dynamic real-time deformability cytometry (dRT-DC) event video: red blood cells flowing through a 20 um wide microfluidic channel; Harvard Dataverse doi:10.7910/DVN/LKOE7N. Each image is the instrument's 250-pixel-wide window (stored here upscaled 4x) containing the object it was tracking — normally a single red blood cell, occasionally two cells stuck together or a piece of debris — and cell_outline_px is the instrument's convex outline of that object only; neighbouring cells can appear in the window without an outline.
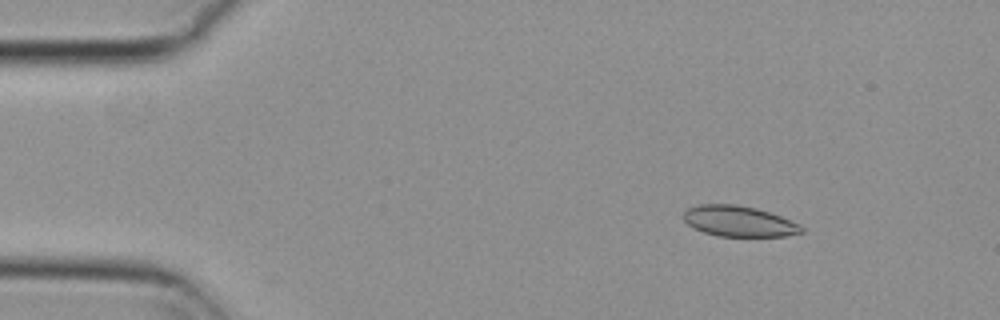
{"species": "common noctule bat (a hibernating species)", "species_latin": "Nyctalus noctula", "temperature_condition": "cold", "stored_images_in_passage": 55, "camera_frame_rate_fps": 3000, "um_per_image_px": 0.085, "animal": {"sex": "female", "body_mass_g": 29.2, "forearm_length_mm": 56.3}, "frame": {"image": 1, "passage_image": 7, "time_ms": 2.0, "image_size_px": [1000, 320], "cell_outline_px": [[804, 232], [784, 236], [716, 236], [692, 228], [684, 220], [684, 212], [688, 208], [700, 204], [736, 204], [756, 208], [780, 216], [800, 224], [804, 228]], "centroid_in_image_um": [62.8, 18.81], "position_along_channel_um": 22.2, "area_um2": 21.1}}
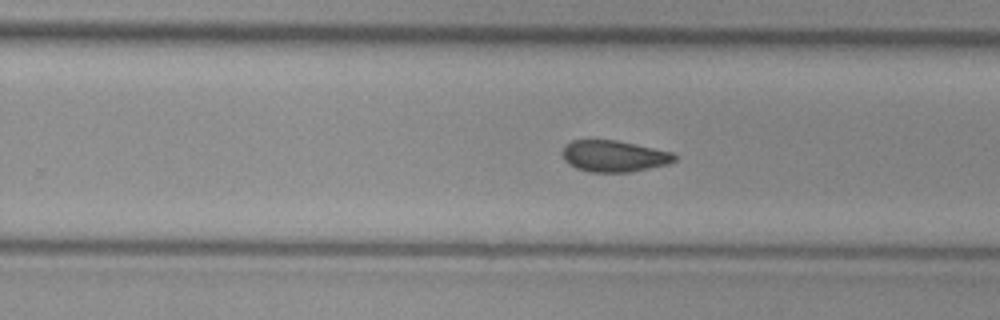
{"frame": {"image": 2, "passage_image": 34, "time_ms": 11.0, "image_size_px": [1000, 320], "cell_outline_px": [[676, 160], [668, 164], [628, 172], [588, 172], [576, 168], [568, 164], [564, 160], [564, 144], [572, 140], [616, 140], [676, 152]], "centroid_in_image_um": [52.21, 13.26], "position_along_channel_um": 277.6, "area_um2": 20.63}}
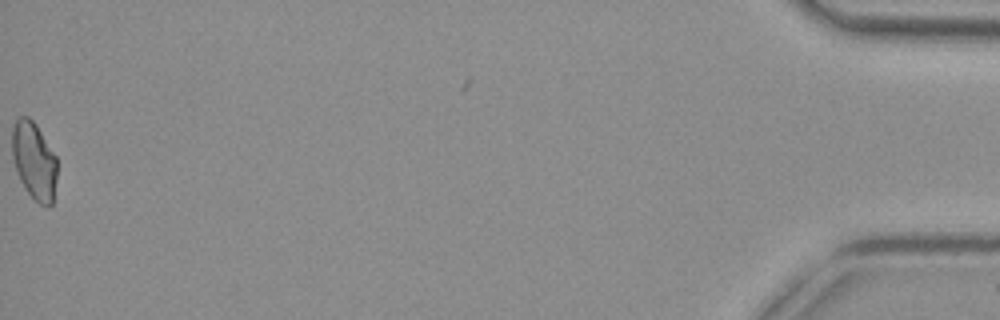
{"frame": {"image": 3, "passage_image": 55, "time_ms": 18.0, "image_size_px": [1000, 320], "cell_outline_px": [[56, 180], [52, 204], [48, 208], [40, 204], [24, 188], [16, 172], [12, 160], [12, 124], [20, 116], [28, 116], [36, 124], [56, 156]], "centroid_in_image_um": [2.88, 13.65], "position_along_channel_um": 432.3, "area_um2": 20.46}, "authors_computed_cell_mechanics": {"area_um2": 21.2126, "velocity_mm_per_s": 3.7426, "shape_relaxation_time_tau1_ms": null, "shape_relaxation_time_tau2_ms": 2.6334, "deformation_change_tau1": null, "deformation_change_tau2": 0.0751}}